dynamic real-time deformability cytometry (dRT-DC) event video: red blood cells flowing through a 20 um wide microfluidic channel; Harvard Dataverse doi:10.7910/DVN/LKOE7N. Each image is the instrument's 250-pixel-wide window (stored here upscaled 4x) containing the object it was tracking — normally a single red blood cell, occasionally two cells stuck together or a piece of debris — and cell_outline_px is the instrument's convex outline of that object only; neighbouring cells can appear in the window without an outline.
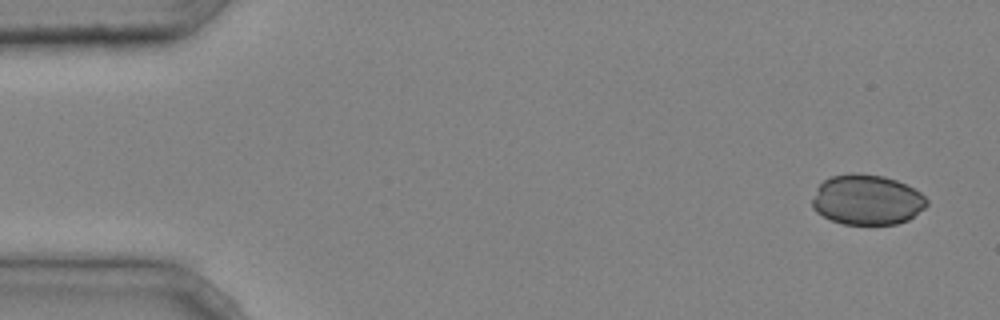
{"species": "common noctule bat (a hibernating species)", "species_latin": "Nyctalus noctula", "temperature_condition": "cold", "stored_images_in_passage": 4, "camera_frame_rate_fps": 3000, "um_per_image_px": 0.085, "animal": {"sex": "male", "body_mass_g": 20.4}, "frame": {"image": 1, "passage_image": 1, "time_ms": 0.0, "image_size_px": [1000, 320], "cell_outline_px": [[928, 204], [924, 208], [908, 220], [896, 224], [844, 224], [832, 220], [816, 212], [812, 208], [812, 200], [816, 188], [824, 180], [832, 176], [852, 172], [856, 172], [884, 176], [896, 180], [920, 192], [928, 200]], "centroid_in_image_um": [73.68, 16.97], "position_along_channel_um": 11.3, "area_um2": 33.52}}